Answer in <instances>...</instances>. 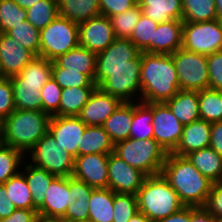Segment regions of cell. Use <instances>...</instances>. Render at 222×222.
<instances>
[{"instance_id":"1","label":"cell","mask_w":222,"mask_h":222,"mask_svg":"<svg viewBox=\"0 0 222 222\" xmlns=\"http://www.w3.org/2000/svg\"><path fill=\"white\" fill-rule=\"evenodd\" d=\"M141 102L165 103L179 90L171 54L141 52Z\"/></svg>"},{"instance_id":"2","label":"cell","mask_w":222,"mask_h":222,"mask_svg":"<svg viewBox=\"0 0 222 222\" xmlns=\"http://www.w3.org/2000/svg\"><path fill=\"white\" fill-rule=\"evenodd\" d=\"M161 174L185 207H204L214 182L203 176L187 157L168 153Z\"/></svg>"},{"instance_id":"3","label":"cell","mask_w":222,"mask_h":222,"mask_svg":"<svg viewBox=\"0 0 222 222\" xmlns=\"http://www.w3.org/2000/svg\"><path fill=\"white\" fill-rule=\"evenodd\" d=\"M51 116L43 111L15 109L0 124L1 143L26 154L48 131Z\"/></svg>"},{"instance_id":"4","label":"cell","mask_w":222,"mask_h":222,"mask_svg":"<svg viewBox=\"0 0 222 222\" xmlns=\"http://www.w3.org/2000/svg\"><path fill=\"white\" fill-rule=\"evenodd\" d=\"M136 197L138 211L152 222L164 219L185 207L162 174L147 176Z\"/></svg>"},{"instance_id":"5","label":"cell","mask_w":222,"mask_h":222,"mask_svg":"<svg viewBox=\"0 0 222 222\" xmlns=\"http://www.w3.org/2000/svg\"><path fill=\"white\" fill-rule=\"evenodd\" d=\"M141 53L133 65L119 68H96L95 83L105 93L121 102H141Z\"/></svg>"},{"instance_id":"6","label":"cell","mask_w":222,"mask_h":222,"mask_svg":"<svg viewBox=\"0 0 222 222\" xmlns=\"http://www.w3.org/2000/svg\"><path fill=\"white\" fill-rule=\"evenodd\" d=\"M113 153L146 176L161 174L168 153L154 139L128 138L114 144Z\"/></svg>"},{"instance_id":"7","label":"cell","mask_w":222,"mask_h":222,"mask_svg":"<svg viewBox=\"0 0 222 222\" xmlns=\"http://www.w3.org/2000/svg\"><path fill=\"white\" fill-rule=\"evenodd\" d=\"M25 159L57 177H71L73 174L75 157L57 145L49 131L26 154Z\"/></svg>"},{"instance_id":"8","label":"cell","mask_w":222,"mask_h":222,"mask_svg":"<svg viewBox=\"0 0 222 222\" xmlns=\"http://www.w3.org/2000/svg\"><path fill=\"white\" fill-rule=\"evenodd\" d=\"M78 45V23L60 15L40 30V57L49 61H54Z\"/></svg>"},{"instance_id":"9","label":"cell","mask_w":222,"mask_h":222,"mask_svg":"<svg viewBox=\"0 0 222 222\" xmlns=\"http://www.w3.org/2000/svg\"><path fill=\"white\" fill-rule=\"evenodd\" d=\"M182 48L203 55L222 51L221 21L183 22Z\"/></svg>"},{"instance_id":"10","label":"cell","mask_w":222,"mask_h":222,"mask_svg":"<svg viewBox=\"0 0 222 222\" xmlns=\"http://www.w3.org/2000/svg\"><path fill=\"white\" fill-rule=\"evenodd\" d=\"M171 56L176 66L180 90L201 91L209 88L207 55L180 48Z\"/></svg>"},{"instance_id":"11","label":"cell","mask_w":222,"mask_h":222,"mask_svg":"<svg viewBox=\"0 0 222 222\" xmlns=\"http://www.w3.org/2000/svg\"><path fill=\"white\" fill-rule=\"evenodd\" d=\"M153 138L172 153L180 142L184 125L165 103H153Z\"/></svg>"},{"instance_id":"12","label":"cell","mask_w":222,"mask_h":222,"mask_svg":"<svg viewBox=\"0 0 222 222\" xmlns=\"http://www.w3.org/2000/svg\"><path fill=\"white\" fill-rule=\"evenodd\" d=\"M108 188L118 194H137L146 175L113 152L108 154Z\"/></svg>"},{"instance_id":"13","label":"cell","mask_w":222,"mask_h":222,"mask_svg":"<svg viewBox=\"0 0 222 222\" xmlns=\"http://www.w3.org/2000/svg\"><path fill=\"white\" fill-rule=\"evenodd\" d=\"M78 33L79 45L96 54L104 51L116 39L110 18L101 14L78 23Z\"/></svg>"},{"instance_id":"14","label":"cell","mask_w":222,"mask_h":222,"mask_svg":"<svg viewBox=\"0 0 222 222\" xmlns=\"http://www.w3.org/2000/svg\"><path fill=\"white\" fill-rule=\"evenodd\" d=\"M108 154L75 157L72 177L95 188H108Z\"/></svg>"},{"instance_id":"15","label":"cell","mask_w":222,"mask_h":222,"mask_svg":"<svg viewBox=\"0 0 222 222\" xmlns=\"http://www.w3.org/2000/svg\"><path fill=\"white\" fill-rule=\"evenodd\" d=\"M86 124L78 116H51L48 131L53 135L56 144L66 149L72 156H78V144Z\"/></svg>"},{"instance_id":"16","label":"cell","mask_w":222,"mask_h":222,"mask_svg":"<svg viewBox=\"0 0 222 222\" xmlns=\"http://www.w3.org/2000/svg\"><path fill=\"white\" fill-rule=\"evenodd\" d=\"M46 191V198L38 214L62 219L67 206L73 203V177L56 176Z\"/></svg>"},{"instance_id":"17","label":"cell","mask_w":222,"mask_h":222,"mask_svg":"<svg viewBox=\"0 0 222 222\" xmlns=\"http://www.w3.org/2000/svg\"><path fill=\"white\" fill-rule=\"evenodd\" d=\"M36 56L6 33H0L1 77L18 75Z\"/></svg>"},{"instance_id":"18","label":"cell","mask_w":222,"mask_h":222,"mask_svg":"<svg viewBox=\"0 0 222 222\" xmlns=\"http://www.w3.org/2000/svg\"><path fill=\"white\" fill-rule=\"evenodd\" d=\"M121 103L118 98L96 87L78 117L87 126H103L107 118Z\"/></svg>"},{"instance_id":"19","label":"cell","mask_w":222,"mask_h":222,"mask_svg":"<svg viewBox=\"0 0 222 222\" xmlns=\"http://www.w3.org/2000/svg\"><path fill=\"white\" fill-rule=\"evenodd\" d=\"M141 51L130 39L116 38L104 51L97 54L96 68H119L133 65Z\"/></svg>"},{"instance_id":"20","label":"cell","mask_w":222,"mask_h":222,"mask_svg":"<svg viewBox=\"0 0 222 222\" xmlns=\"http://www.w3.org/2000/svg\"><path fill=\"white\" fill-rule=\"evenodd\" d=\"M211 123L199 119L183 127L182 136L172 152L186 157L188 154L210 146Z\"/></svg>"},{"instance_id":"21","label":"cell","mask_w":222,"mask_h":222,"mask_svg":"<svg viewBox=\"0 0 222 222\" xmlns=\"http://www.w3.org/2000/svg\"><path fill=\"white\" fill-rule=\"evenodd\" d=\"M96 59L95 52L78 45L54 61L66 71H78L95 83Z\"/></svg>"},{"instance_id":"22","label":"cell","mask_w":222,"mask_h":222,"mask_svg":"<svg viewBox=\"0 0 222 222\" xmlns=\"http://www.w3.org/2000/svg\"><path fill=\"white\" fill-rule=\"evenodd\" d=\"M182 20L159 23L154 34V53L172 54L182 48Z\"/></svg>"},{"instance_id":"23","label":"cell","mask_w":222,"mask_h":222,"mask_svg":"<svg viewBox=\"0 0 222 222\" xmlns=\"http://www.w3.org/2000/svg\"><path fill=\"white\" fill-rule=\"evenodd\" d=\"M165 104L183 125L200 119L198 91L179 90Z\"/></svg>"},{"instance_id":"24","label":"cell","mask_w":222,"mask_h":222,"mask_svg":"<svg viewBox=\"0 0 222 222\" xmlns=\"http://www.w3.org/2000/svg\"><path fill=\"white\" fill-rule=\"evenodd\" d=\"M27 181L28 187L34 202V207L38 210L44 203L47 189L51 181L56 177L45 169L39 168L26 159L24 160L21 171Z\"/></svg>"},{"instance_id":"25","label":"cell","mask_w":222,"mask_h":222,"mask_svg":"<svg viewBox=\"0 0 222 222\" xmlns=\"http://www.w3.org/2000/svg\"><path fill=\"white\" fill-rule=\"evenodd\" d=\"M132 116L133 102H122L104 122L103 128L114 144L129 138Z\"/></svg>"},{"instance_id":"26","label":"cell","mask_w":222,"mask_h":222,"mask_svg":"<svg viewBox=\"0 0 222 222\" xmlns=\"http://www.w3.org/2000/svg\"><path fill=\"white\" fill-rule=\"evenodd\" d=\"M142 14L162 23L182 20V0H138Z\"/></svg>"},{"instance_id":"27","label":"cell","mask_w":222,"mask_h":222,"mask_svg":"<svg viewBox=\"0 0 222 222\" xmlns=\"http://www.w3.org/2000/svg\"><path fill=\"white\" fill-rule=\"evenodd\" d=\"M53 61L44 57L36 56L24 69L11 77L12 85H31L42 88L51 78Z\"/></svg>"},{"instance_id":"28","label":"cell","mask_w":222,"mask_h":222,"mask_svg":"<svg viewBox=\"0 0 222 222\" xmlns=\"http://www.w3.org/2000/svg\"><path fill=\"white\" fill-rule=\"evenodd\" d=\"M114 150V143L103 126H86L78 144V155L110 154Z\"/></svg>"},{"instance_id":"29","label":"cell","mask_w":222,"mask_h":222,"mask_svg":"<svg viewBox=\"0 0 222 222\" xmlns=\"http://www.w3.org/2000/svg\"><path fill=\"white\" fill-rule=\"evenodd\" d=\"M203 176L214 183L222 182V156L210 146L186 156Z\"/></svg>"},{"instance_id":"30","label":"cell","mask_w":222,"mask_h":222,"mask_svg":"<svg viewBox=\"0 0 222 222\" xmlns=\"http://www.w3.org/2000/svg\"><path fill=\"white\" fill-rule=\"evenodd\" d=\"M59 15L81 23L101 14L99 0H57Z\"/></svg>"},{"instance_id":"31","label":"cell","mask_w":222,"mask_h":222,"mask_svg":"<svg viewBox=\"0 0 222 222\" xmlns=\"http://www.w3.org/2000/svg\"><path fill=\"white\" fill-rule=\"evenodd\" d=\"M114 192L110 188H95L89 199V217L93 222H112Z\"/></svg>"},{"instance_id":"32","label":"cell","mask_w":222,"mask_h":222,"mask_svg":"<svg viewBox=\"0 0 222 222\" xmlns=\"http://www.w3.org/2000/svg\"><path fill=\"white\" fill-rule=\"evenodd\" d=\"M153 103L133 102L130 138L147 140L153 138Z\"/></svg>"},{"instance_id":"33","label":"cell","mask_w":222,"mask_h":222,"mask_svg":"<svg viewBox=\"0 0 222 222\" xmlns=\"http://www.w3.org/2000/svg\"><path fill=\"white\" fill-rule=\"evenodd\" d=\"M96 87H70L61 92L59 110L55 116H78Z\"/></svg>"},{"instance_id":"34","label":"cell","mask_w":222,"mask_h":222,"mask_svg":"<svg viewBox=\"0 0 222 222\" xmlns=\"http://www.w3.org/2000/svg\"><path fill=\"white\" fill-rule=\"evenodd\" d=\"M3 185L6 189L7 197L12 201L16 209L37 210L34 207L31 191L25 176L21 172L10 177Z\"/></svg>"},{"instance_id":"35","label":"cell","mask_w":222,"mask_h":222,"mask_svg":"<svg viewBox=\"0 0 222 222\" xmlns=\"http://www.w3.org/2000/svg\"><path fill=\"white\" fill-rule=\"evenodd\" d=\"M217 19L215 0H182L183 22H206Z\"/></svg>"},{"instance_id":"36","label":"cell","mask_w":222,"mask_h":222,"mask_svg":"<svg viewBox=\"0 0 222 222\" xmlns=\"http://www.w3.org/2000/svg\"><path fill=\"white\" fill-rule=\"evenodd\" d=\"M200 119L209 123L222 121V91L203 89L198 91Z\"/></svg>"},{"instance_id":"37","label":"cell","mask_w":222,"mask_h":222,"mask_svg":"<svg viewBox=\"0 0 222 222\" xmlns=\"http://www.w3.org/2000/svg\"><path fill=\"white\" fill-rule=\"evenodd\" d=\"M158 24V22L141 14L130 37V40L141 52L154 53V34Z\"/></svg>"},{"instance_id":"38","label":"cell","mask_w":222,"mask_h":222,"mask_svg":"<svg viewBox=\"0 0 222 222\" xmlns=\"http://www.w3.org/2000/svg\"><path fill=\"white\" fill-rule=\"evenodd\" d=\"M25 155L5 144L0 143V184L21 171Z\"/></svg>"},{"instance_id":"39","label":"cell","mask_w":222,"mask_h":222,"mask_svg":"<svg viewBox=\"0 0 222 222\" xmlns=\"http://www.w3.org/2000/svg\"><path fill=\"white\" fill-rule=\"evenodd\" d=\"M57 16V0H41L27 9V21L39 30L45 28Z\"/></svg>"},{"instance_id":"40","label":"cell","mask_w":222,"mask_h":222,"mask_svg":"<svg viewBox=\"0 0 222 222\" xmlns=\"http://www.w3.org/2000/svg\"><path fill=\"white\" fill-rule=\"evenodd\" d=\"M6 34L35 56H40V30L27 20L10 29Z\"/></svg>"},{"instance_id":"41","label":"cell","mask_w":222,"mask_h":222,"mask_svg":"<svg viewBox=\"0 0 222 222\" xmlns=\"http://www.w3.org/2000/svg\"><path fill=\"white\" fill-rule=\"evenodd\" d=\"M142 14L137 3L134 7L110 17L116 38L130 39Z\"/></svg>"},{"instance_id":"42","label":"cell","mask_w":222,"mask_h":222,"mask_svg":"<svg viewBox=\"0 0 222 222\" xmlns=\"http://www.w3.org/2000/svg\"><path fill=\"white\" fill-rule=\"evenodd\" d=\"M15 109L42 111L41 88L31 85H12Z\"/></svg>"},{"instance_id":"43","label":"cell","mask_w":222,"mask_h":222,"mask_svg":"<svg viewBox=\"0 0 222 222\" xmlns=\"http://www.w3.org/2000/svg\"><path fill=\"white\" fill-rule=\"evenodd\" d=\"M27 20V10L21 8L14 0H0V33Z\"/></svg>"},{"instance_id":"44","label":"cell","mask_w":222,"mask_h":222,"mask_svg":"<svg viewBox=\"0 0 222 222\" xmlns=\"http://www.w3.org/2000/svg\"><path fill=\"white\" fill-rule=\"evenodd\" d=\"M51 77L62 88L74 87H97L86 75L78 71H66L55 61L52 63Z\"/></svg>"},{"instance_id":"45","label":"cell","mask_w":222,"mask_h":222,"mask_svg":"<svg viewBox=\"0 0 222 222\" xmlns=\"http://www.w3.org/2000/svg\"><path fill=\"white\" fill-rule=\"evenodd\" d=\"M113 212L112 222H128L138 212L136 195L114 192Z\"/></svg>"},{"instance_id":"46","label":"cell","mask_w":222,"mask_h":222,"mask_svg":"<svg viewBox=\"0 0 222 222\" xmlns=\"http://www.w3.org/2000/svg\"><path fill=\"white\" fill-rule=\"evenodd\" d=\"M61 92L62 88L51 77L40 91L43 112L53 116L59 110Z\"/></svg>"},{"instance_id":"47","label":"cell","mask_w":222,"mask_h":222,"mask_svg":"<svg viewBox=\"0 0 222 222\" xmlns=\"http://www.w3.org/2000/svg\"><path fill=\"white\" fill-rule=\"evenodd\" d=\"M15 111L12 82L10 78H0V121Z\"/></svg>"},{"instance_id":"48","label":"cell","mask_w":222,"mask_h":222,"mask_svg":"<svg viewBox=\"0 0 222 222\" xmlns=\"http://www.w3.org/2000/svg\"><path fill=\"white\" fill-rule=\"evenodd\" d=\"M209 89L222 91V51L207 55Z\"/></svg>"},{"instance_id":"49","label":"cell","mask_w":222,"mask_h":222,"mask_svg":"<svg viewBox=\"0 0 222 222\" xmlns=\"http://www.w3.org/2000/svg\"><path fill=\"white\" fill-rule=\"evenodd\" d=\"M91 195L80 196L78 199L67 206L66 213L62 218L64 222L86 221L89 217V199Z\"/></svg>"},{"instance_id":"50","label":"cell","mask_w":222,"mask_h":222,"mask_svg":"<svg viewBox=\"0 0 222 222\" xmlns=\"http://www.w3.org/2000/svg\"><path fill=\"white\" fill-rule=\"evenodd\" d=\"M138 0H99L101 15L111 17L134 7Z\"/></svg>"},{"instance_id":"51","label":"cell","mask_w":222,"mask_h":222,"mask_svg":"<svg viewBox=\"0 0 222 222\" xmlns=\"http://www.w3.org/2000/svg\"><path fill=\"white\" fill-rule=\"evenodd\" d=\"M204 208L216 218L222 217V182L212 185Z\"/></svg>"},{"instance_id":"52","label":"cell","mask_w":222,"mask_h":222,"mask_svg":"<svg viewBox=\"0 0 222 222\" xmlns=\"http://www.w3.org/2000/svg\"><path fill=\"white\" fill-rule=\"evenodd\" d=\"M38 215V210H28L17 208L8 217L1 220V222H34Z\"/></svg>"},{"instance_id":"53","label":"cell","mask_w":222,"mask_h":222,"mask_svg":"<svg viewBox=\"0 0 222 222\" xmlns=\"http://www.w3.org/2000/svg\"><path fill=\"white\" fill-rule=\"evenodd\" d=\"M210 147L222 156V121L211 123Z\"/></svg>"},{"instance_id":"54","label":"cell","mask_w":222,"mask_h":222,"mask_svg":"<svg viewBox=\"0 0 222 222\" xmlns=\"http://www.w3.org/2000/svg\"><path fill=\"white\" fill-rule=\"evenodd\" d=\"M16 207L6 195V189L3 184H0V217L2 219L10 216Z\"/></svg>"},{"instance_id":"55","label":"cell","mask_w":222,"mask_h":222,"mask_svg":"<svg viewBox=\"0 0 222 222\" xmlns=\"http://www.w3.org/2000/svg\"><path fill=\"white\" fill-rule=\"evenodd\" d=\"M190 222H216V217L204 207H190Z\"/></svg>"},{"instance_id":"56","label":"cell","mask_w":222,"mask_h":222,"mask_svg":"<svg viewBox=\"0 0 222 222\" xmlns=\"http://www.w3.org/2000/svg\"><path fill=\"white\" fill-rule=\"evenodd\" d=\"M93 189H94L93 187L88 186L85 182L77 180L76 178L73 177L72 202L74 203L80 196L91 195Z\"/></svg>"},{"instance_id":"57","label":"cell","mask_w":222,"mask_h":222,"mask_svg":"<svg viewBox=\"0 0 222 222\" xmlns=\"http://www.w3.org/2000/svg\"><path fill=\"white\" fill-rule=\"evenodd\" d=\"M156 222H190V207H183L180 211Z\"/></svg>"},{"instance_id":"58","label":"cell","mask_w":222,"mask_h":222,"mask_svg":"<svg viewBox=\"0 0 222 222\" xmlns=\"http://www.w3.org/2000/svg\"><path fill=\"white\" fill-rule=\"evenodd\" d=\"M21 8L28 9L41 0H14Z\"/></svg>"},{"instance_id":"59","label":"cell","mask_w":222,"mask_h":222,"mask_svg":"<svg viewBox=\"0 0 222 222\" xmlns=\"http://www.w3.org/2000/svg\"><path fill=\"white\" fill-rule=\"evenodd\" d=\"M128 222H152L142 212H136Z\"/></svg>"},{"instance_id":"60","label":"cell","mask_w":222,"mask_h":222,"mask_svg":"<svg viewBox=\"0 0 222 222\" xmlns=\"http://www.w3.org/2000/svg\"><path fill=\"white\" fill-rule=\"evenodd\" d=\"M34 222H64L61 218L47 217L38 214Z\"/></svg>"},{"instance_id":"61","label":"cell","mask_w":222,"mask_h":222,"mask_svg":"<svg viewBox=\"0 0 222 222\" xmlns=\"http://www.w3.org/2000/svg\"><path fill=\"white\" fill-rule=\"evenodd\" d=\"M217 19L222 21V0H215Z\"/></svg>"},{"instance_id":"62","label":"cell","mask_w":222,"mask_h":222,"mask_svg":"<svg viewBox=\"0 0 222 222\" xmlns=\"http://www.w3.org/2000/svg\"><path fill=\"white\" fill-rule=\"evenodd\" d=\"M216 222H222V217L216 218Z\"/></svg>"},{"instance_id":"63","label":"cell","mask_w":222,"mask_h":222,"mask_svg":"<svg viewBox=\"0 0 222 222\" xmlns=\"http://www.w3.org/2000/svg\"><path fill=\"white\" fill-rule=\"evenodd\" d=\"M77 222H93V221L86 220V221H77Z\"/></svg>"}]
</instances>
